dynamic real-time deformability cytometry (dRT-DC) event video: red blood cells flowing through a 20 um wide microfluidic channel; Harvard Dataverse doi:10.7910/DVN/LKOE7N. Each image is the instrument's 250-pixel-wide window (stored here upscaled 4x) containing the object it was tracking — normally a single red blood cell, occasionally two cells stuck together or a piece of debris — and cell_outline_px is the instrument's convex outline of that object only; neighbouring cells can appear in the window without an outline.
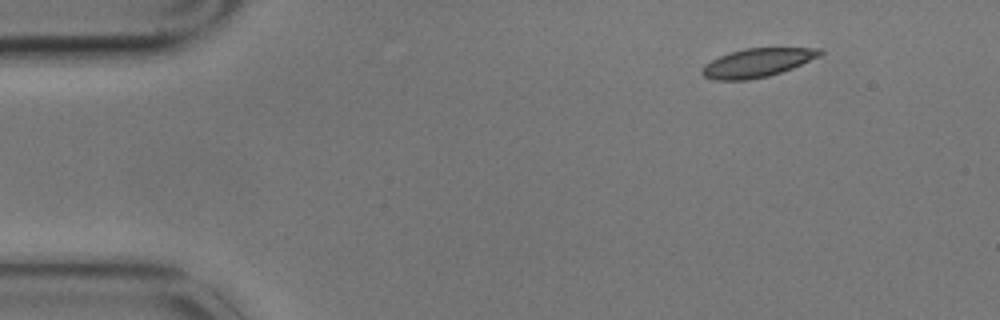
{"species": "common noctule bat (a hibernating species)", "species_latin": "Nyctalus noctula", "temperature_condition": "cold", "stored_images_in_passage": 4, "camera_frame_rate_fps": 3000, "um_per_image_px": 0.085, "animal": {"sex": "male", "body_mass_g": 17.9}, "frame": {"image": 1, "passage_image": 1, "time_ms": 0.0, "image_size_px": [1000, 320], "cell_outline_px": [[824, 52], [820, 56], [792, 68], [768, 76], [748, 80], [716, 80], [704, 76], [700, 72], [704, 64], [728, 52], [744, 48], [820, 48]], "centroid_in_image_um": [64.35, 5.33], "position_along_channel_um": 20.6, "area_um2": 19.65}}
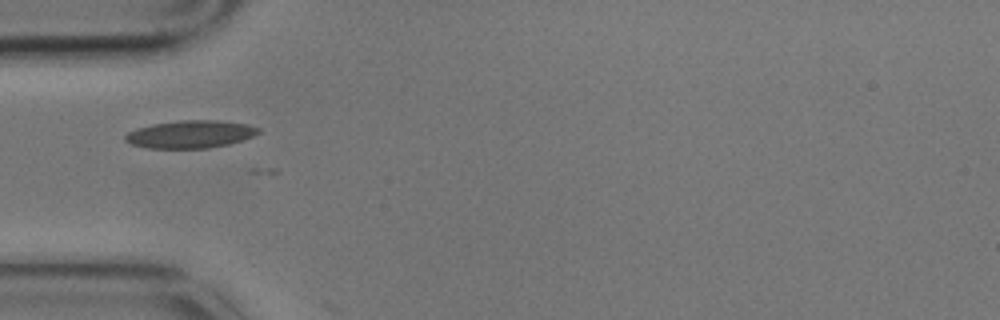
{"frame": {"image": 2, "passage_image": 4, "time_ms": 1.0, "image_size_px": [1000, 320], "cell_outline_px": [[260, 132], [244, 140], [228, 144], [208, 148], [148, 148], [128, 144], [124, 140], [124, 136], [128, 132], [136, 128], [152, 124], [180, 120], [216, 120], [248, 124], [260, 128]], "centroid_in_image_um": [16.16, 11.41], "position_along_channel_um": 68.8, "area_um2": 21.62}}